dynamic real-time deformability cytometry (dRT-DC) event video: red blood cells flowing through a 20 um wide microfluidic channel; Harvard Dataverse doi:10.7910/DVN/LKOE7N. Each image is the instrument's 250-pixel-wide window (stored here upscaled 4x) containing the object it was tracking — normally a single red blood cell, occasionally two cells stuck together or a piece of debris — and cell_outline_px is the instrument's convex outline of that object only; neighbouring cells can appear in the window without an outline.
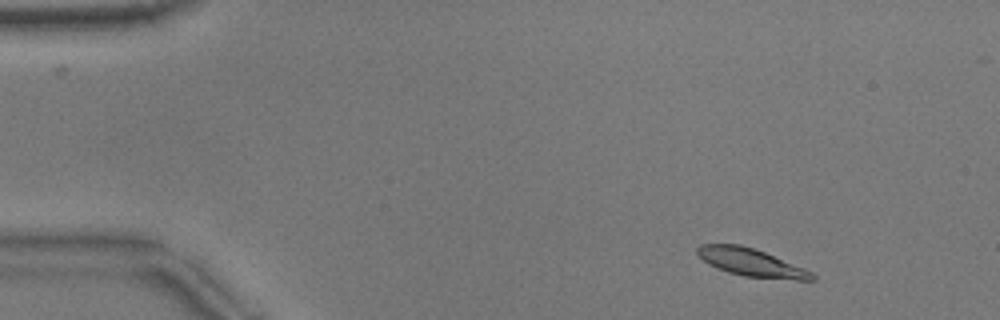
{"species": "common noctule bat (a hibernating species)", "species_latin": "Nyctalus noctula", "temperature_condition": "warm", "stored_images_in_passage": 51, "camera_frame_rate_fps": 3000, "um_per_image_px": 0.085, "animal": {"sex": "male", "body_mass_g": 17.9}, "frame": {"image": 1, "passage_image": 4, "time_ms": 1.0, "image_size_px": [1000, 320], "cell_outline_px": [[816, 280], [796, 280], [744, 276], [728, 272], [708, 264], [696, 256], [696, 248], [700, 244], [740, 244], [764, 252], [804, 268], [812, 272], [816, 276]], "centroid_in_image_um": [63.81, 22.31], "position_along_channel_um": 21.2, "area_um2": 18.55}}
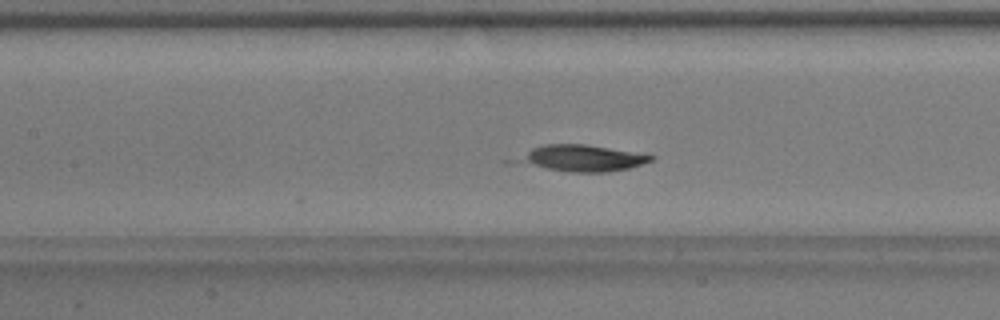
{"frame": {"image": 2, "passage_image": 22, "time_ms": 7.0, "image_size_px": [1000, 320], "cell_outline_px": [[656, 156], [652, 160], [628, 168], [608, 172], [572, 172], [548, 168], [536, 164], [528, 160], [528, 152], [532, 148], [544, 144], [584, 144], [648, 152]], "centroid_in_image_um": [49.85, 13.41], "position_along_channel_um": 157.5, "area_um2": 19.59}}
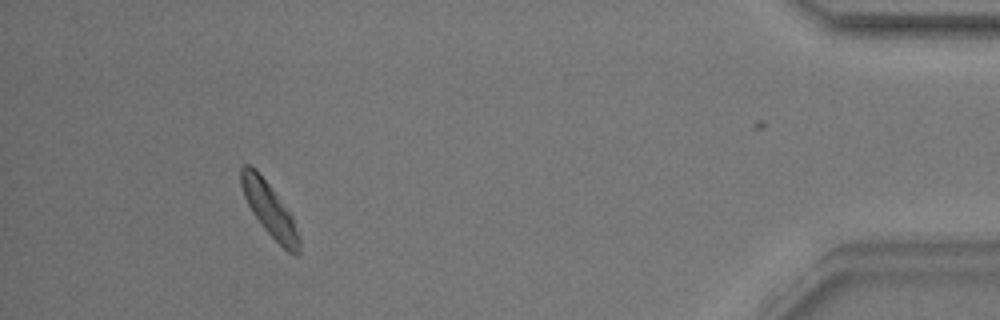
{"frame": {"image": 3, "passage_image": 47, "time_ms": 15.333, "image_size_px": [1000, 320], "cell_outline_px": [[300, 256], [296, 256], [288, 252], [260, 224], [252, 212], [244, 196], [240, 184], [240, 168], [244, 164], [248, 164], [256, 168], [292, 216], [300, 240]], "centroid_in_image_um": [22.89, 17.8], "position_along_channel_um": 412.3, "area_um2": 17.86}}